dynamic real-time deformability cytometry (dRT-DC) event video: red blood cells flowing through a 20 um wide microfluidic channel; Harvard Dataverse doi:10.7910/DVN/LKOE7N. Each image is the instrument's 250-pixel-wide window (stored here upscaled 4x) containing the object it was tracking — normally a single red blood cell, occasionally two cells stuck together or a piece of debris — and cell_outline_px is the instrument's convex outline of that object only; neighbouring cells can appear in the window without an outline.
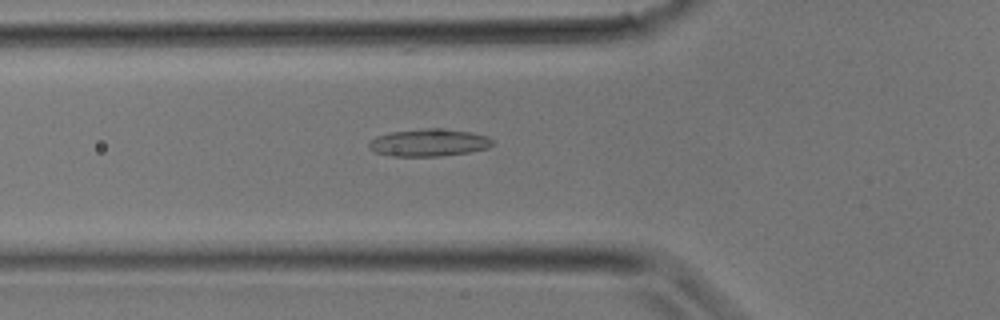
{"species": "common noctule bat (a hibernating species)", "species_latin": "Nyctalus noctula", "temperature_condition": "room temperature", "stored_images_in_passage": 23, "camera_frame_rate_fps": 3000, "um_per_image_px": 0.085, "animal": {"sex": "male", "body_mass_g": 17.9}, "frame": {"image": 1, "passage_image": 11, "time_ms": 3.333, "image_size_px": [1000, 320], "cell_outline_px": [[492, 144], [488, 148], [468, 152], [440, 156], [392, 156], [376, 152], [368, 148], [368, 144], [376, 136], [392, 132], [428, 128], [444, 128], [472, 132], [488, 136], [492, 140]], "centroid_in_image_um": [36.47, 12.12], "position_along_channel_um": 89.3, "area_um2": 19.65}}
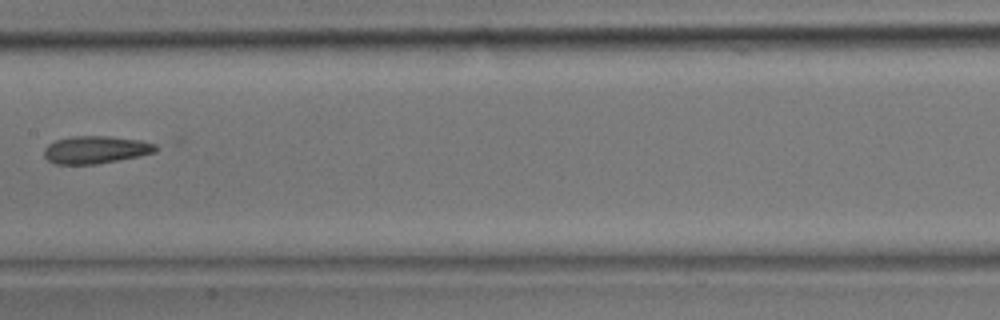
{"frame": {"image": 2, "passage_image": 16, "time_ms": 5.0, "image_size_px": [1000, 320], "cell_outline_px": [[160, 148], [156, 152], [140, 156], [96, 164], [56, 164], [48, 160], [44, 156], [44, 148], [48, 144], [56, 140], [72, 136], [108, 136], [140, 140], [156, 144]], "centroid_in_image_um": [8.16, 12.72], "position_along_channel_um": 199.2, "area_um2": 18.03}}
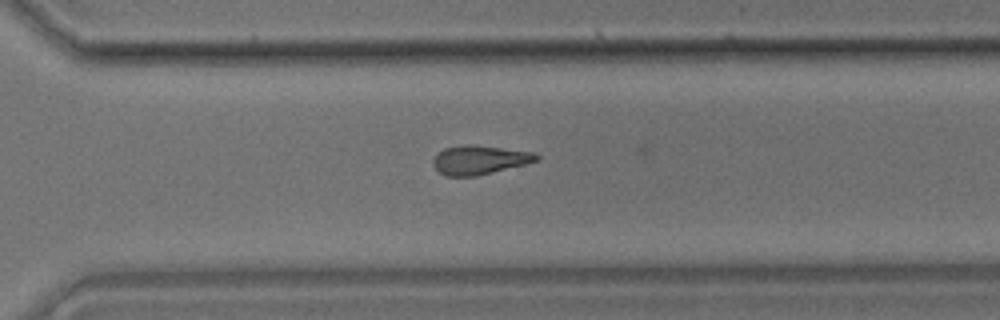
{"frame": {"image": 3, "passage_image": 22, "time_ms": 7.0, "image_size_px": [1000, 320], "cell_outline_px": [[540, 160], [476, 176], [444, 176], [432, 164], [432, 160], [444, 148], [464, 144], [468, 144], [536, 152], [540, 156]], "centroid_in_image_um": [40.77, 13.58], "position_along_channel_um": 329.8, "area_um2": 17.34}}